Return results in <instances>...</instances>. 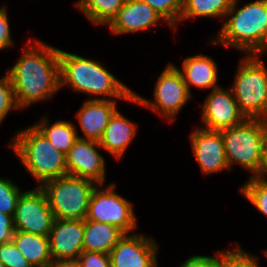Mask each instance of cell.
<instances>
[{"mask_svg":"<svg viewBox=\"0 0 267 267\" xmlns=\"http://www.w3.org/2000/svg\"><path fill=\"white\" fill-rule=\"evenodd\" d=\"M29 43L24 46L17 62L7 71L19 109L49 100L61 88L59 48L39 40Z\"/></svg>","mask_w":267,"mask_h":267,"instance_id":"6da1fadb","label":"cell"},{"mask_svg":"<svg viewBox=\"0 0 267 267\" xmlns=\"http://www.w3.org/2000/svg\"><path fill=\"white\" fill-rule=\"evenodd\" d=\"M59 61L60 87L70 86L75 92L95 96L91 99L128 102L134 96L132 89L96 60L59 49Z\"/></svg>","mask_w":267,"mask_h":267,"instance_id":"7a4b0ae2","label":"cell"},{"mask_svg":"<svg viewBox=\"0 0 267 267\" xmlns=\"http://www.w3.org/2000/svg\"><path fill=\"white\" fill-rule=\"evenodd\" d=\"M234 0L213 44L233 47L244 55L267 52V0H256L238 8ZM215 39V40H214Z\"/></svg>","mask_w":267,"mask_h":267,"instance_id":"3957f363","label":"cell"},{"mask_svg":"<svg viewBox=\"0 0 267 267\" xmlns=\"http://www.w3.org/2000/svg\"><path fill=\"white\" fill-rule=\"evenodd\" d=\"M12 138L9 147L39 182L38 186L67 174L65 154L56 149L34 124L18 131Z\"/></svg>","mask_w":267,"mask_h":267,"instance_id":"277c9868","label":"cell"},{"mask_svg":"<svg viewBox=\"0 0 267 267\" xmlns=\"http://www.w3.org/2000/svg\"><path fill=\"white\" fill-rule=\"evenodd\" d=\"M225 156L229 168L240 165L253 176L262 169L267 138V120L245 119L241 124L221 130Z\"/></svg>","mask_w":267,"mask_h":267,"instance_id":"5b68a950","label":"cell"},{"mask_svg":"<svg viewBox=\"0 0 267 267\" xmlns=\"http://www.w3.org/2000/svg\"><path fill=\"white\" fill-rule=\"evenodd\" d=\"M231 87L240 112L247 119L267 120V68L260 54L245 55Z\"/></svg>","mask_w":267,"mask_h":267,"instance_id":"8992f818","label":"cell"},{"mask_svg":"<svg viewBox=\"0 0 267 267\" xmlns=\"http://www.w3.org/2000/svg\"><path fill=\"white\" fill-rule=\"evenodd\" d=\"M97 183L73 175L47 180L39 187L46 195L54 219H84Z\"/></svg>","mask_w":267,"mask_h":267,"instance_id":"52a82bcc","label":"cell"},{"mask_svg":"<svg viewBox=\"0 0 267 267\" xmlns=\"http://www.w3.org/2000/svg\"><path fill=\"white\" fill-rule=\"evenodd\" d=\"M153 93V101H151L134 92L129 102L151 109L170 123L174 122L177 114L193 96L181 72L171 63H168L158 76Z\"/></svg>","mask_w":267,"mask_h":267,"instance_id":"ba28073f","label":"cell"},{"mask_svg":"<svg viewBox=\"0 0 267 267\" xmlns=\"http://www.w3.org/2000/svg\"><path fill=\"white\" fill-rule=\"evenodd\" d=\"M108 185L106 189H102V184L94 188L85 219L111 224L130 234L137 228L133 204L115 192L116 184Z\"/></svg>","mask_w":267,"mask_h":267,"instance_id":"9c48e42d","label":"cell"},{"mask_svg":"<svg viewBox=\"0 0 267 267\" xmlns=\"http://www.w3.org/2000/svg\"><path fill=\"white\" fill-rule=\"evenodd\" d=\"M13 220L17 231L49 236L54 216L45 193L38 185L21 193Z\"/></svg>","mask_w":267,"mask_h":267,"instance_id":"30bf717a","label":"cell"},{"mask_svg":"<svg viewBox=\"0 0 267 267\" xmlns=\"http://www.w3.org/2000/svg\"><path fill=\"white\" fill-rule=\"evenodd\" d=\"M205 129L221 131L241 124L246 118L240 112L232 90L218 87L211 90L201 110Z\"/></svg>","mask_w":267,"mask_h":267,"instance_id":"8fae6325","label":"cell"},{"mask_svg":"<svg viewBox=\"0 0 267 267\" xmlns=\"http://www.w3.org/2000/svg\"><path fill=\"white\" fill-rule=\"evenodd\" d=\"M159 244L145 234H124L109 253L111 267H158Z\"/></svg>","mask_w":267,"mask_h":267,"instance_id":"7c38bea8","label":"cell"},{"mask_svg":"<svg viewBox=\"0 0 267 267\" xmlns=\"http://www.w3.org/2000/svg\"><path fill=\"white\" fill-rule=\"evenodd\" d=\"M98 149H101L99 141L78 138L65 155L67 174L104 185L106 161Z\"/></svg>","mask_w":267,"mask_h":267,"instance_id":"4fadbf2b","label":"cell"},{"mask_svg":"<svg viewBox=\"0 0 267 267\" xmlns=\"http://www.w3.org/2000/svg\"><path fill=\"white\" fill-rule=\"evenodd\" d=\"M195 159L205 175L229 170L221 131L197 127L190 134Z\"/></svg>","mask_w":267,"mask_h":267,"instance_id":"5bb4252c","label":"cell"},{"mask_svg":"<svg viewBox=\"0 0 267 267\" xmlns=\"http://www.w3.org/2000/svg\"><path fill=\"white\" fill-rule=\"evenodd\" d=\"M48 237L52 260L78 259L83 252L84 219H54Z\"/></svg>","mask_w":267,"mask_h":267,"instance_id":"9a60e30c","label":"cell"},{"mask_svg":"<svg viewBox=\"0 0 267 267\" xmlns=\"http://www.w3.org/2000/svg\"><path fill=\"white\" fill-rule=\"evenodd\" d=\"M166 22L150 5L141 0H125L123 7L108 25L114 35L132 34L148 30L153 25Z\"/></svg>","mask_w":267,"mask_h":267,"instance_id":"2e32d148","label":"cell"},{"mask_svg":"<svg viewBox=\"0 0 267 267\" xmlns=\"http://www.w3.org/2000/svg\"><path fill=\"white\" fill-rule=\"evenodd\" d=\"M116 102V99H87L76 115L84 135L78 138L99 141L111 117L118 110Z\"/></svg>","mask_w":267,"mask_h":267,"instance_id":"e0dca14e","label":"cell"},{"mask_svg":"<svg viewBox=\"0 0 267 267\" xmlns=\"http://www.w3.org/2000/svg\"><path fill=\"white\" fill-rule=\"evenodd\" d=\"M136 132V123L127 119L117 110L106 126L99 144L101 148L119 160L124 156V152L131 142H133Z\"/></svg>","mask_w":267,"mask_h":267,"instance_id":"ac0fdd59","label":"cell"},{"mask_svg":"<svg viewBox=\"0 0 267 267\" xmlns=\"http://www.w3.org/2000/svg\"><path fill=\"white\" fill-rule=\"evenodd\" d=\"M181 72L184 82L187 85L189 92L191 86L202 90L211 88L216 89L219 86L218 82V66L212 57L198 54L197 56L186 57L182 61V69L177 67Z\"/></svg>","mask_w":267,"mask_h":267,"instance_id":"d6986e66","label":"cell"},{"mask_svg":"<svg viewBox=\"0 0 267 267\" xmlns=\"http://www.w3.org/2000/svg\"><path fill=\"white\" fill-rule=\"evenodd\" d=\"M124 234L114 225L85 219L83 251L109 254Z\"/></svg>","mask_w":267,"mask_h":267,"instance_id":"ffe728a7","label":"cell"},{"mask_svg":"<svg viewBox=\"0 0 267 267\" xmlns=\"http://www.w3.org/2000/svg\"><path fill=\"white\" fill-rule=\"evenodd\" d=\"M12 241L32 267H48L53 261L48 236L15 230Z\"/></svg>","mask_w":267,"mask_h":267,"instance_id":"44dd1931","label":"cell"},{"mask_svg":"<svg viewBox=\"0 0 267 267\" xmlns=\"http://www.w3.org/2000/svg\"><path fill=\"white\" fill-rule=\"evenodd\" d=\"M34 125L48 138L49 142L56 149L65 155L79 136L74 123L59 120L49 125V118L47 119V115L34 123Z\"/></svg>","mask_w":267,"mask_h":267,"instance_id":"7402d4cb","label":"cell"},{"mask_svg":"<svg viewBox=\"0 0 267 267\" xmlns=\"http://www.w3.org/2000/svg\"><path fill=\"white\" fill-rule=\"evenodd\" d=\"M234 0H182L180 21L194 18H225Z\"/></svg>","mask_w":267,"mask_h":267,"instance_id":"603a6c76","label":"cell"},{"mask_svg":"<svg viewBox=\"0 0 267 267\" xmlns=\"http://www.w3.org/2000/svg\"><path fill=\"white\" fill-rule=\"evenodd\" d=\"M125 0H78L75 4L96 26L109 25L123 7Z\"/></svg>","mask_w":267,"mask_h":267,"instance_id":"cb8c5ba5","label":"cell"},{"mask_svg":"<svg viewBox=\"0 0 267 267\" xmlns=\"http://www.w3.org/2000/svg\"><path fill=\"white\" fill-rule=\"evenodd\" d=\"M240 192L253 206L267 217V179L250 176Z\"/></svg>","mask_w":267,"mask_h":267,"instance_id":"d4e9b609","label":"cell"},{"mask_svg":"<svg viewBox=\"0 0 267 267\" xmlns=\"http://www.w3.org/2000/svg\"><path fill=\"white\" fill-rule=\"evenodd\" d=\"M233 250L219 251V267H260L255 255L244 251L237 243Z\"/></svg>","mask_w":267,"mask_h":267,"instance_id":"484cf974","label":"cell"},{"mask_svg":"<svg viewBox=\"0 0 267 267\" xmlns=\"http://www.w3.org/2000/svg\"><path fill=\"white\" fill-rule=\"evenodd\" d=\"M157 11L169 27L175 31L177 22H180L182 0H141Z\"/></svg>","mask_w":267,"mask_h":267,"instance_id":"4316f807","label":"cell"},{"mask_svg":"<svg viewBox=\"0 0 267 267\" xmlns=\"http://www.w3.org/2000/svg\"><path fill=\"white\" fill-rule=\"evenodd\" d=\"M22 192L12 180L0 177V212L13 216Z\"/></svg>","mask_w":267,"mask_h":267,"instance_id":"83f0119b","label":"cell"},{"mask_svg":"<svg viewBox=\"0 0 267 267\" xmlns=\"http://www.w3.org/2000/svg\"><path fill=\"white\" fill-rule=\"evenodd\" d=\"M12 110L19 111V108L15 101L12 81L7 73L0 78V124Z\"/></svg>","mask_w":267,"mask_h":267,"instance_id":"f1b7e54d","label":"cell"},{"mask_svg":"<svg viewBox=\"0 0 267 267\" xmlns=\"http://www.w3.org/2000/svg\"><path fill=\"white\" fill-rule=\"evenodd\" d=\"M0 261L4 267H32L13 241L0 245Z\"/></svg>","mask_w":267,"mask_h":267,"instance_id":"f546056e","label":"cell"},{"mask_svg":"<svg viewBox=\"0 0 267 267\" xmlns=\"http://www.w3.org/2000/svg\"><path fill=\"white\" fill-rule=\"evenodd\" d=\"M78 260L81 267H111L110 255L93 251H83Z\"/></svg>","mask_w":267,"mask_h":267,"instance_id":"4dcf8cb0","label":"cell"},{"mask_svg":"<svg viewBox=\"0 0 267 267\" xmlns=\"http://www.w3.org/2000/svg\"><path fill=\"white\" fill-rule=\"evenodd\" d=\"M7 6L0 7V50H5L13 46V39L8 21Z\"/></svg>","mask_w":267,"mask_h":267,"instance_id":"1f68e13d","label":"cell"},{"mask_svg":"<svg viewBox=\"0 0 267 267\" xmlns=\"http://www.w3.org/2000/svg\"><path fill=\"white\" fill-rule=\"evenodd\" d=\"M214 256H190L180 267H219V251Z\"/></svg>","mask_w":267,"mask_h":267,"instance_id":"d6a6232c","label":"cell"},{"mask_svg":"<svg viewBox=\"0 0 267 267\" xmlns=\"http://www.w3.org/2000/svg\"><path fill=\"white\" fill-rule=\"evenodd\" d=\"M14 231L13 216L0 212V245L12 241Z\"/></svg>","mask_w":267,"mask_h":267,"instance_id":"836d02e7","label":"cell"},{"mask_svg":"<svg viewBox=\"0 0 267 267\" xmlns=\"http://www.w3.org/2000/svg\"><path fill=\"white\" fill-rule=\"evenodd\" d=\"M48 267H81L78 259L53 260Z\"/></svg>","mask_w":267,"mask_h":267,"instance_id":"e575fe53","label":"cell"},{"mask_svg":"<svg viewBox=\"0 0 267 267\" xmlns=\"http://www.w3.org/2000/svg\"><path fill=\"white\" fill-rule=\"evenodd\" d=\"M261 178L267 179V138L264 146V156H263V164L260 174L258 175Z\"/></svg>","mask_w":267,"mask_h":267,"instance_id":"d590c367","label":"cell"},{"mask_svg":"<svg viewBox=\"0 0 267 267\" xmlns=\"http://www.w3.org/2000/svg\"><path fill=\"white\" fill-rule=\"evenodd\" d=\"M264 255L267 257V249L263 251Z\"/></svg>","mask_w":267,"mask_h":267,"instance_id":"8d00e7d4","label":"cell"},{"mask_svg":"<svg viewBox=\"0 0 267 267\" xmlns=\"http://www.w3.org/2000/svg\"><path fill=\"white\" fill-rule=\"evenodd\" d=\"M0 267H4L3 263L0 261Z\"/></svg>","mask_w":267,"mask_h":267,"instance_id":"74e56055","label":"cell"}]
</instances>
